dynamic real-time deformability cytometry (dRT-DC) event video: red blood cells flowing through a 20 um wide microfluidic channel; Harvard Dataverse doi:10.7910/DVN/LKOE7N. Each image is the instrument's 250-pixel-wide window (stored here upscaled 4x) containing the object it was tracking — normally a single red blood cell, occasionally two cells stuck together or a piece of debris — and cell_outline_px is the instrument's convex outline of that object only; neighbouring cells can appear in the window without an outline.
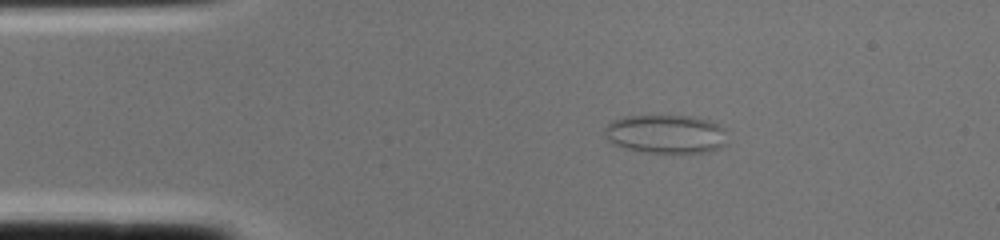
{"species": "common noctule bat (a hibernating species)", "species_latin": "Nyctalus noctula", "temperature_condition": "cold", "stored_images_in_passage": 1, "camera_frame_rate_fps": 3000, "um_per_image_px": 0.085, "animal": {"sex": "female", "body_mass_g": 22.0, "forearm_length_mm": 56.7}, "frame": {"image": 1, "passage_image": 1, "time_ms": 0.0, "image_size_px": [1000, 240], "cell_outline_px": [[728, 144], [720, 148], [708, 152], [644, 152], [624, 148], [612, 144], [604, 136], [604, 128], [612, 120], [624, 116], [696, 116], [712, 120], [724, 128]], "centroid_in_image_um": [56.62, 11.38], "position_along_channel_um": 28.4, "area_um2": 28.09}}